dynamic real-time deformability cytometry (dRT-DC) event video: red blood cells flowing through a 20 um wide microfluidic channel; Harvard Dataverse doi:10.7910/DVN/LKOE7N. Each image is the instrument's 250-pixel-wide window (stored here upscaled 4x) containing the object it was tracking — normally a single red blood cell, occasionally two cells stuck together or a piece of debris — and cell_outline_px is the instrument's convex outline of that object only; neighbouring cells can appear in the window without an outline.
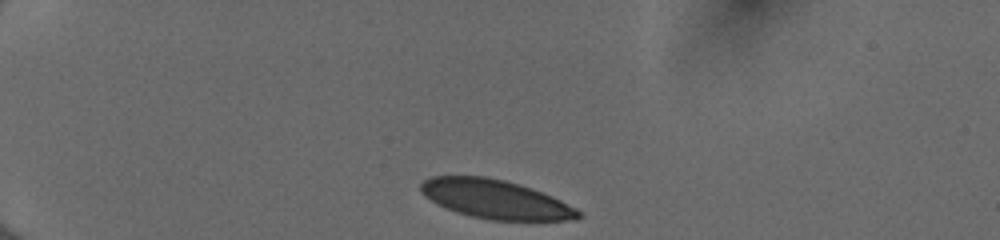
{"species": "human", "species_latin": "Homo sapiens", "temperature_condition": "cold", "stored_images_in_passage": 36, "camera_frame_rate_fps": 3000, "um_per_image_px": 0.085, "donor": {"sex": "female"}, "frame": {"image": 1, "passage_image": 1, "time_ms": 0.0, "image_size_px": [1000, 240], "cell_outline_px": [[580, 216], [576, 220], [488, 220], [456, 212], [436, 204], [424, 196], [420, 192], [420, 184], [424, 180], [432, 176], [484, 176], [504, 180], [520, 184], [532, 188], [552, 196], [576, 208], [580, 212]], "centroid_in_image_um": [42.08, 16.93], "position_along_channel_um": 42.9, "area_um2": 35.72}}
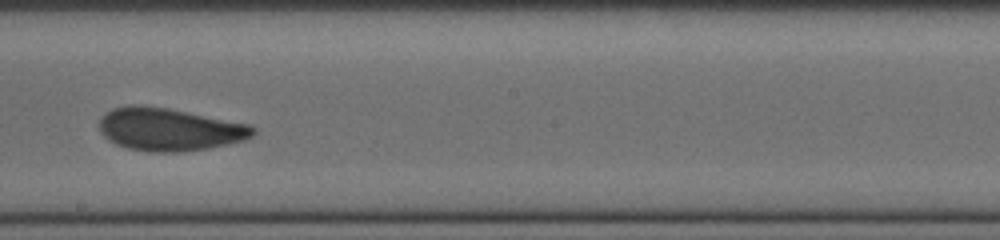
{"frame": {"image": 2, "passage_image": 20, "time_ms": 6.333, "image_size_px": [1000, 240], "cell_outline_px": [[256, 132], [252, 136], [244, 140], [228, 144], [208, 148], [180, 152], [156, 152], [128, 148], [116, 144], [108, 140], [100, 132], [100, 116], [112, 108], [128, 104], [140, 104], [168, 108], [248, 124], [256, 128]], "centroid_in_image_um": [14.36, 10.98], "position_along_channel_um": 233.8, "area_um2": 38.38}}
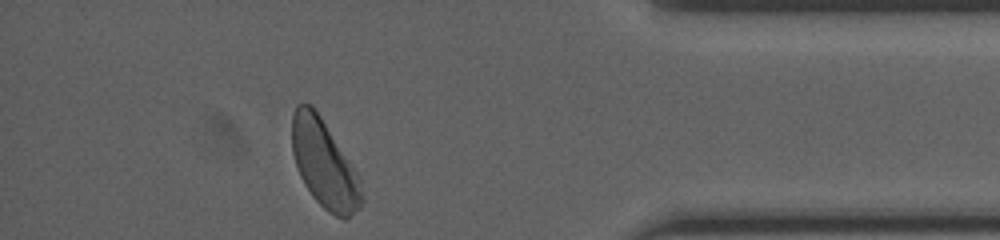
{"frame": {"image": 3, "passage_image": 35, "time_ms": 11.333, "image_size_px": [1000, 240], "cell_outline_px": [[364, 200], [360, 208], [348, 220], [344, 220], [328, 212], [312, 196], [304, 184], [300, 176], [292, 152], [292, 116], [296, 104], [312, 104], [320, 116], [356, 172], [360, 180], [364, 196]], "centroid_in_image_um": [27.57, 13.99], "position_along_channel_um": 407.6, "area_um2": 35.49}, "authors_computed_cell_mechanics": {"area_um2": 37.5411, "velocity_mm_per_s": 3.9967, "shape_relaxation_time_tau1_ms": 5.1482, "shape_relaxation_time_tau2_ms": 1.1963, "deformation_change_tau1": 0.1207, "deformation_change_tau2": 0.0441}}